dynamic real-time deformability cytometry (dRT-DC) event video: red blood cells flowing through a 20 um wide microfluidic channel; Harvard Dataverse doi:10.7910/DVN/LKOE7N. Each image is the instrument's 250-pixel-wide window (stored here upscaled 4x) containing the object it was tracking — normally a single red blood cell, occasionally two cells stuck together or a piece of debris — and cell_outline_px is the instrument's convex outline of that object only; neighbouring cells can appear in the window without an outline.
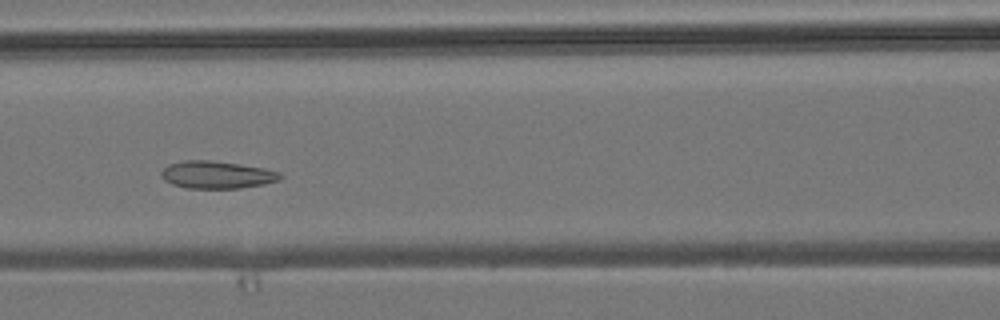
{"species": "common noctule bat (a hibernating species)", "species_latin": "Nyctalus noctula", "temperature_condition": "room temperature", "stored_images_in_passage": 5, "camera_frame_rate_fps": 3000, "um_per_image_px": 0.085, "animal": {"sex": "male", "body_mass_g": 19.2, "forearm_length_mm": 51.8}, "frame": {"image": 1, "passage_image": 5, "time_ms": 4.667, "image_size_px": [1000, 320], "cell_outline_px": [[284, 176], [280, 180], [264, 184], [240, 188], [188, 188], [172, 184], [164, 180], [160, 176], [160, 172], [168, 164], [184, 160], [208, 160], [240, 164], [264, 168], [280, 172]], "centroid_in_image_um": [18.43, 14.85], "position_along_channel_um": 148.2, "area_um2": 19.13}}